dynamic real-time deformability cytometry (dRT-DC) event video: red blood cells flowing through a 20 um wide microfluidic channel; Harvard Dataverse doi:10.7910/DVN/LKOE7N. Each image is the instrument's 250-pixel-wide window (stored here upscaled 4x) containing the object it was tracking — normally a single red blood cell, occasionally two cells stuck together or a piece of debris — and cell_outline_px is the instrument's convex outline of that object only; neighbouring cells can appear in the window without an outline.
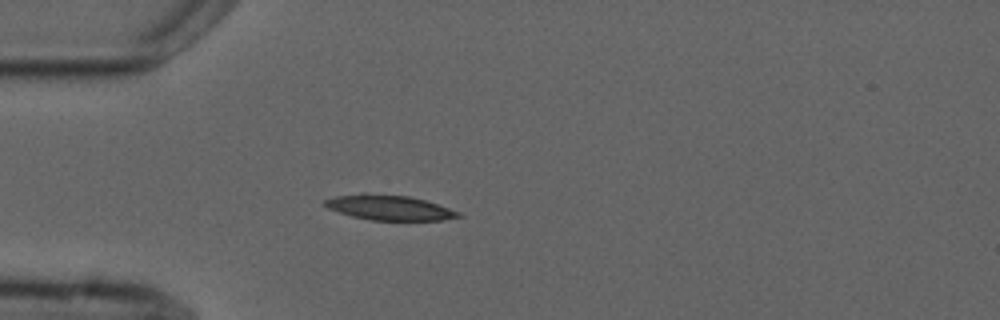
{"species": "common noctule bat (a hibernating species)", "species_latin": "Nyctalus noctula", "temperature_condition": "cold", "stored_images_in_passage": 4, "camera_frame_rate_fps": 3000, "um_per_image_px": 0.085, "animal": {"sex": "male", "forearm_length_mm": 52.5}, "frame": {"image": 1, "passage_image": 4, "time_ms": 3.667, "image_size_px": [1000, 320], "cell_outline_px": [[464, 216], [444, 220], [372, 220], [352, 216], [328, 208], [324, 204], [324, 200], [336, 196], [360, 192], [364, 192], [408, 196], [424, 200], [460, 212]], "centroid_in_image_um": [33.08, 17.63], "position_along_channel_um": 51.9, "area_um2": 19.48}}